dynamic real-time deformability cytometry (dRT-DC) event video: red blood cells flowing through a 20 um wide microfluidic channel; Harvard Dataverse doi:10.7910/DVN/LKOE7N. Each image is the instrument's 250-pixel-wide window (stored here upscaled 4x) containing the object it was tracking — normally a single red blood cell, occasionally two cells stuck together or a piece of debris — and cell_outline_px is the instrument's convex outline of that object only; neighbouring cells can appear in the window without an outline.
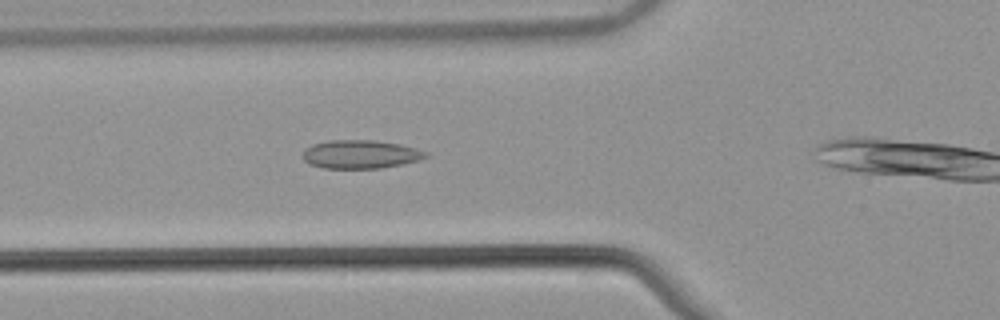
{"species": "common noctule bat (a hibernating species)", "species_latin": "Nyctalus noctula", "temperature_condition": "warm", "stored_images_in_passage": 32, "camera_frame_rate_fps": 3000, "um_per_image_px": 0.085, "animal": {"sex": "male", "body_mass_g": 21.5, "forearm_length_mm": 52.0}, "frame": {"image": 1, "passage_image": 8, "time_ms": 2.333, "image_size_px": [1000, 320], "cell_outline_px": [[428, 156], [416, 160], [400, 164], [380, 168], [324, 168], [308, 164], [304, 160], [304, 152], [312, 144], [328, 140], [376, 140], [400, 144], [416, 148], [428, 152]], "centroid_in_image_um": [30.63, 13.1], "position_along_channel_um": 95.2, "area_um2": 20.23}}
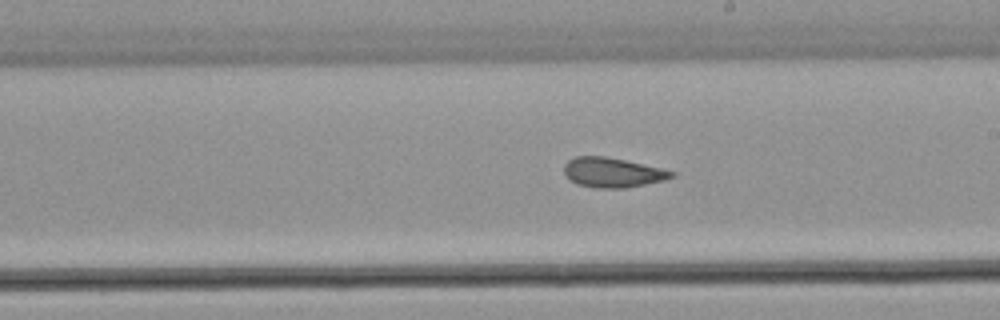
{"frame": {"image": 2, "passage_image": 19, "time_ms": 6.0, "image_size_px": [1000, 320], "cell_outline_px": [[676, 176], [664, 180], [624, 188], [596, 188], [576, 184], [564, 176], [564, 164], [568, 160], [576, 156], [604, 156], [624, 160], [660, 168], [676, 172]], "centroid_in_image_um": [52.03, 14.66], "position_along_channel_um": 237.0, "area_um2": 18.61}}
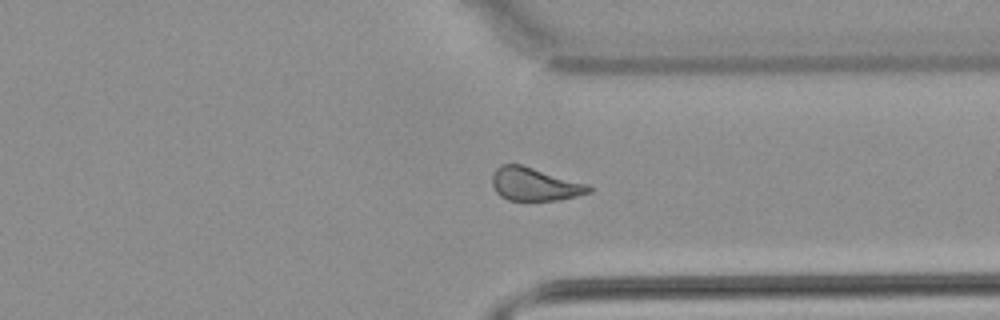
{"frame": {"image": 3, "passage_image": 29, "time_ms": 9.333, "image_size_px": [1000, 320], "cell_outline_px": [[592, 192], [560, 200], [508, 200], [500, 196], [496, 192], [492, 184], [492, 176], [496, 168], [500, 164], [520, 164], [588, 184], [592, 188]], "centroid_in_image_um": [45.44, 15.66], "position_along_channel_um": 366.0, "area_um2": 18.61}}